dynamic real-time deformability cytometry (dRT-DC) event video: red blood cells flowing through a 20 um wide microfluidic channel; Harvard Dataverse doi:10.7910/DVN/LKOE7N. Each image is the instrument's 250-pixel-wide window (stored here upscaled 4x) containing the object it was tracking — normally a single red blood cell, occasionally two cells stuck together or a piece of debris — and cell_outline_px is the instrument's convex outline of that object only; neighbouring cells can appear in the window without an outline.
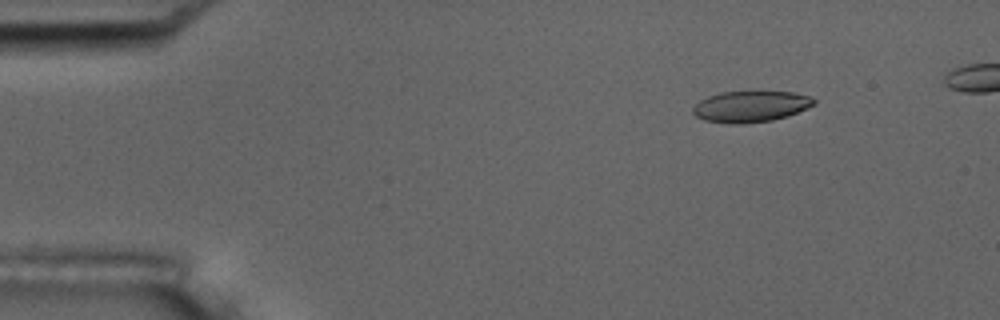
{"species": "common noctule bat (a hibernating species)", "species_latin": "Nyctalus noctula", "temperature_condition": "room temperature", "stored_images_in_passage": 5, "camera_frame_rate_fps": 3000, "um_per_image_px": 0.085, "animal": {"sex": "male", "body_mass_g": 17.5, "forearm_length_mm": 52.3}, "frame": {"image": 1, "passage_image": 2, "time_ms": 0.333, "image_size_px": [1000, 320], "cell_outline_px": [[816, 104], [788, 116], [772, 120], [740, 124], [732, 124], [704, 120], [696, 116], [692, 112], [692, 108], [700, 100], [708, 96], [720, 92], [792, 92], [812, 96], [816, 100]], "centroid_in_image_um": [63.82, 9.05], "position_along_channel_um": 21.2, "area_um2": 21.96}}